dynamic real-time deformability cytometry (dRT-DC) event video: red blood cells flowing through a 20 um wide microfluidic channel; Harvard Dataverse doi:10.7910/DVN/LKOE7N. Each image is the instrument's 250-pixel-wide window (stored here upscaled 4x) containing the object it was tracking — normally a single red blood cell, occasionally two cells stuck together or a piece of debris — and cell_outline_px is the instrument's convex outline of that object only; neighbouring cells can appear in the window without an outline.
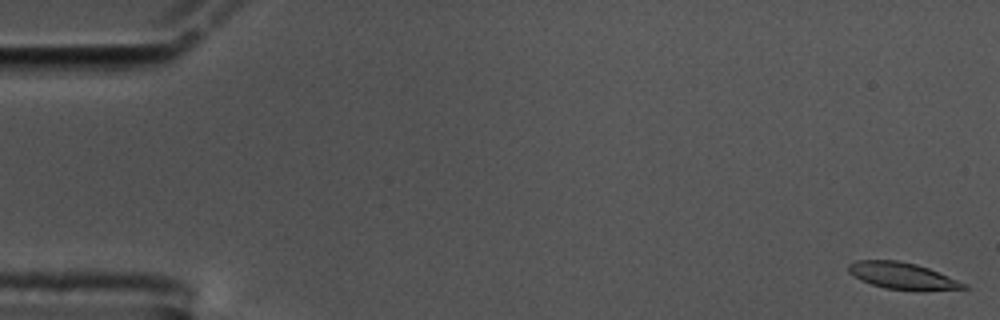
{"species": "common noctule bat (a hibernating species)", "species_latin": "Nyctalus noctula", "temperature_condition": "cold", "stored_images_in_passage": 53, "camera_frame_rate_fps": 3000, "um_per_image_px": 0.085, "animal": {"sex": "male", "body_mass_g": 17.5, "forearm_length_mm": 52.3}, "frame": {"image": 1, "passage_image": 1, "time_ms": 0.0, "image_size_px": [1000, 320], "cell_outline_px": [[972, 288], [920, 292], [916, 292], [884, 288], [860, 280], [848, 272], [848, 264], [856, 260], [900, 260], [916, 264], [928, 268], [968, 284]], "centroid_in_image_um": [76.76, 23.47], "position_along_channel_um": 8.2, "area_um2": 18.44}}
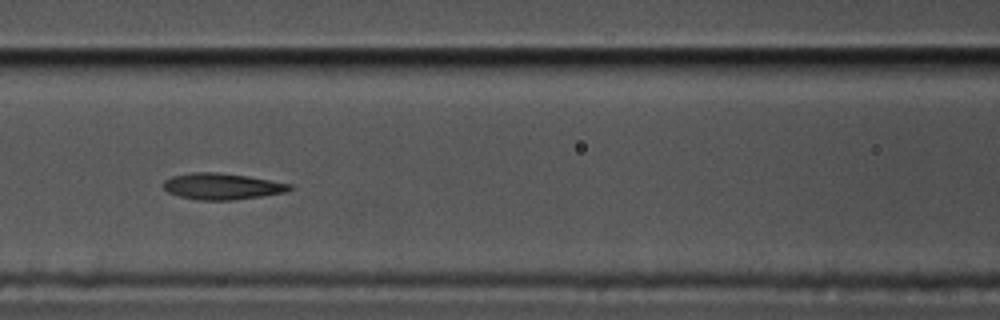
{"frame": {"image": 2, "passage_image": 25, "time_ms": 8.0, "image_size_px": [1000, 320], "cell_outline_px": [[292, 188], [288, 192], [232, 200], [196, 200], [180, 196], [168, 192], [164, 188], [164, 180], [172, 176], [192, 172], [216, 172], [248, 176], [292, 184]], "centroid_in_image_um": [18.88, 15.84], "position_along_channel_um": 147.7, "area_um2": 19.31}}
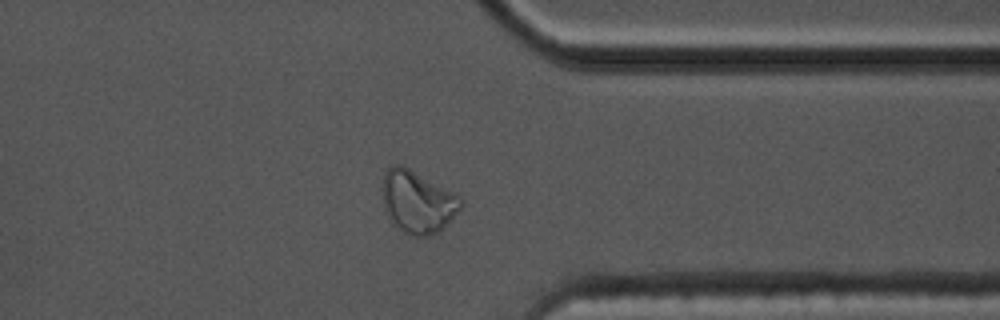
{"frame": {"image": 3, "passage_image": 45, "time_ms": 14.667, "image_size_px": [1000, 320], "cell_outline_px": [[464, 208], [436, 232], [428, 236], [416, 236], [404, 232], [396, 228], [392, 224], [384, 208], [380, 188], [384, 176], [388, 168], [392, 164], [400, 164], [408, 168], [460, 196], [464, 200]], "centroid_in_image_um": [35.47, 17.16], "position_along_channel_um": 375.9, "area_um2": 28.61}, "authors_computed_cell_mechanics": {"area_um2": 19.1896, "velocity_mm_per_s": 3.4941, "shape_relaxation_time_tau1_ms": null, "shape_relaxation_time_tau2_ms": 2.3353, "deformation_change_tau1": null, "deformation_change_tau2": 0.0954}}